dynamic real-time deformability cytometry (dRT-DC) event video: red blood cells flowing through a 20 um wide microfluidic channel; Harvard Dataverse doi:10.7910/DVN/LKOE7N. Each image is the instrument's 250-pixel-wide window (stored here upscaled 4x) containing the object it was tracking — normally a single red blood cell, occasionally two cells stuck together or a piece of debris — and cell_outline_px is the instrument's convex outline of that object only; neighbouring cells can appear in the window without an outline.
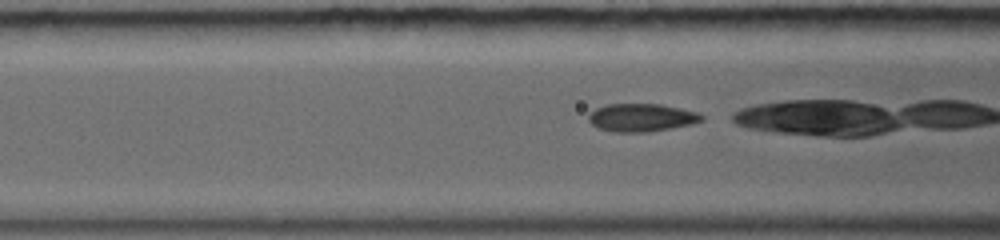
{"species": "common noctule bat (a hibernating species)", "species_latin": "Nyctalus noctula", "temperature_condition": "warm", "stored_images_in_passage": 24, "camera_frame_rate_fps": 5000, "um_per_image_px": 0.085, "animal": {"sex": "female", "body_mass_g": 19.0, "forearm_length_mm": 56.7}, "frame": {"image": 1, "passage_image": 4, "time_ms": 0.8, "image_size_px": [1000, 240], "cell_outline_px": [[704, 120], [692, 124], [672, 128], [648, 132], [612, 132], [600, 128], [592, 124], [588, 120], [588, 112], [604, 104], [660, 104], [680, 108], [696, 112], [704, 116]], "centroid_in_image_um": [54.51, 9.99], "position_along_channel_um": 112.1, "area_um2": 18.55}}